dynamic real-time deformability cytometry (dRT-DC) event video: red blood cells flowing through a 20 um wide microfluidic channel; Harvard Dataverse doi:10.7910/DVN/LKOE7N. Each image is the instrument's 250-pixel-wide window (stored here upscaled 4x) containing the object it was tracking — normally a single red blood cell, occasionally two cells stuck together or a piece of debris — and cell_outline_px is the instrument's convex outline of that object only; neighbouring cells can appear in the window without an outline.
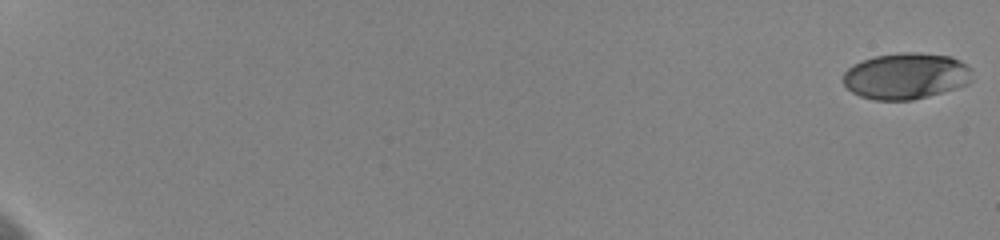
{"species": "human", "species_latin": "Homo sapiens", "temperature_condition": "cold", "stored_images_in_passage": 43, "camera_frame_rate_fps": 3000, "um_per_image_px": 0.085, "donor": {"sex": "female"}, "frame": {"image": 1, "passage_image": 1, "time_ms": 0.0, "image_size_px": [1000, 240], "cell_outline_px": [[972, 80], [968, 84], [956, 88], [928, 96], [912, 100], [876, 100], [860, 96], [852, 92], [844, 84], [844, 72], [852, 64], [876, 56], [900, 52], [920, 52], [952, 56], [968, 64], [972, 68]], "centroid_in_image_um": [77.05, 6.45], "position_along_channel_um": 7.9, "area_um2": 35.08}}
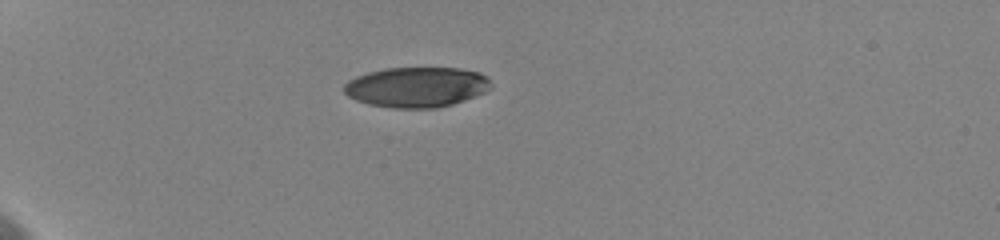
{"frame": {"image": 2, "passage_image": 15, "time_ms": 6.333, "image_size_px": [1000, 240], "cell_outline_px": [[492, 88], [484, 92], [464, 100], [452, 104], [436, 108], [392, 108], [368, 104], [356, 100], [348, 96], [344, 92], [344, 84], [348, 80], [356, 76], [368, 72], [384, 68], [460, 68], [480, 72], [488, 76]], "centroid_in_image_um": [35.41, 7.4], "position_along_channel_um": 49.6, "area_um2": 34.62}}